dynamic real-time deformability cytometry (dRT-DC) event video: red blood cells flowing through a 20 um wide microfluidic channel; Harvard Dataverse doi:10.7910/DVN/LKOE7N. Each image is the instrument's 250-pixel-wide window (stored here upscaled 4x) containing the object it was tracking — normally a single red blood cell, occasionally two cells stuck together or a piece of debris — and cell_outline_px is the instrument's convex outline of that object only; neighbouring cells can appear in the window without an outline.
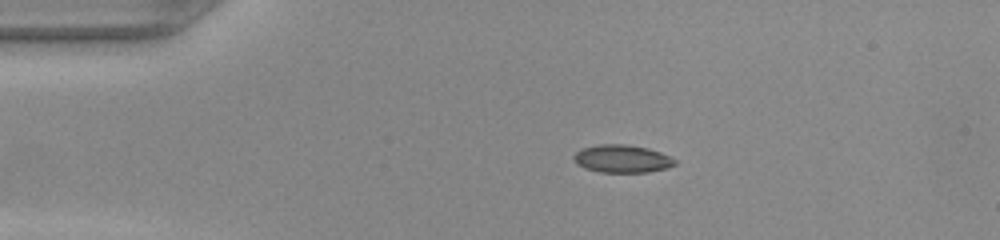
{"species": "common noctule bat (a hibernating species)", "species_latin": "Nyctalus noctula", "temperature_condition": "warm", "stored_images_in_passage": 48, "camera_frame_rate_fps": 3000, "um_per_image_px": 0.085, "animal": {"sex": "female", "body_mass_g": 22.0, "forearm_length_mm": 56.7}, "frame": {"image": 1, "passage_image": 9, "time_ms": 2.667, "image_size_px": [1000, 240], "cell_outline_px": [[676, 164], [668, 168], [648, 172], [600, 172], [584, 168], [576, 164], [572, 156], [580, 148], [600, 144], [624, 144], [648, 148], [660, 152], [676, 160]], "centroid_in_image_um": [52.85, 13.49], "position_along_channel_um": 32.2, "area_um2": 16.47}}
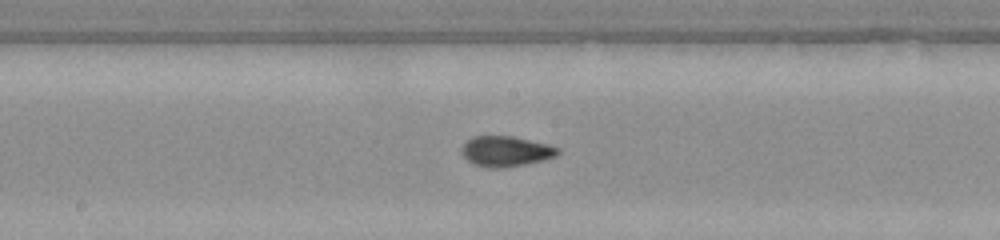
{"frame": {"image": 2, "passage_image": 25, "time_ms": 8.0, "image_size_px": [1000, 240], "cell_outline_px": [[560, 152], [556, 156], [544, 160], [524, 164], [500, 168], [488, 168], [472, 164], [460, 152], [464, 144], [472, 136], [512, 136], [548, 144], [560, 148]], "centroid_in_image_um": [43.0, 12.86], "position_along_channel_um": 205.2, "area_um2": 17.05}}
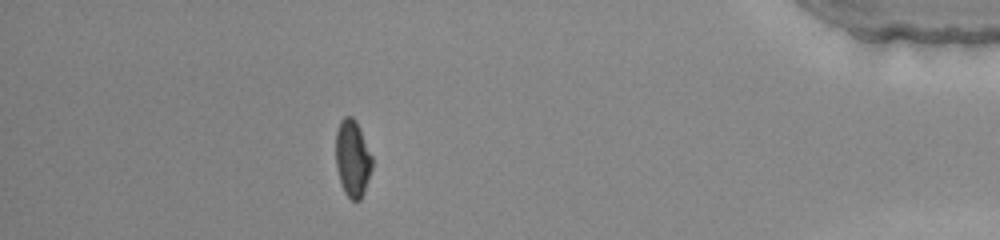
{"frame": {"image": 3, "passage_image": 43, "time_ms": 14.0, "image_size_px": [1000, 240], "cell_outline_px": [[372, 168], [364, 192], [360, 200], [352, 200], [344, 192], [340, 184], [336, 168], [336, 132], [340, 120], [344, 116], [352, 116], [356, 120], [372, 156]], "centroid_in_image_um": [29.95, 13.46], "position_along_channel_um": 405.2, "area_um2": 16.36}}